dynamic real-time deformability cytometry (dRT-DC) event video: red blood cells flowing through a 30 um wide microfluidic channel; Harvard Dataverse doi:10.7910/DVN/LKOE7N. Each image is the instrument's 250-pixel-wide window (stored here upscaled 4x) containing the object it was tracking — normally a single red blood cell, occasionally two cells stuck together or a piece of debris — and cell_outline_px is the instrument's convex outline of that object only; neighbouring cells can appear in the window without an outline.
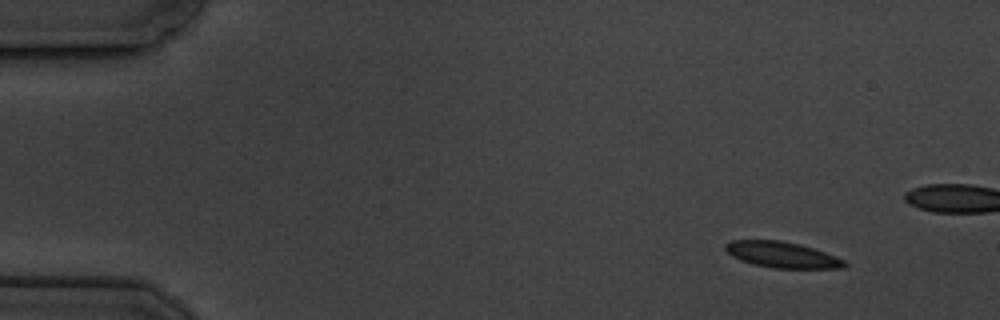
{"species": "common noctule bat (a hibernating species)", "species_latin": "Nyctalus noctula", "temperature_condition": "cold", "stored_images_in_passage": 5, "camera_frame_rate_fps": 3000, "um_per_image_px": 0.085, "animal": {"sex": "male", "body_mass_g": 19.5, "forearm_length_mm": 54.6}, "frame": {"image": 1, "passage_image": 1, "time_ms": 0.0, "image_size_px": [1000, 320], "cell_outline_px": [[848, 264], [844, 268], [772, 268], [752, 264], [740, 260], [732, 256], [724, 248], [724, 244], [732, 240], [780, 240], [800, 244], [824, 252], [844, 260]], "centroid_in_image_um": [66.45, 21.65], "position_along_channel_um": 18.6, "area_um2": 17.98}}